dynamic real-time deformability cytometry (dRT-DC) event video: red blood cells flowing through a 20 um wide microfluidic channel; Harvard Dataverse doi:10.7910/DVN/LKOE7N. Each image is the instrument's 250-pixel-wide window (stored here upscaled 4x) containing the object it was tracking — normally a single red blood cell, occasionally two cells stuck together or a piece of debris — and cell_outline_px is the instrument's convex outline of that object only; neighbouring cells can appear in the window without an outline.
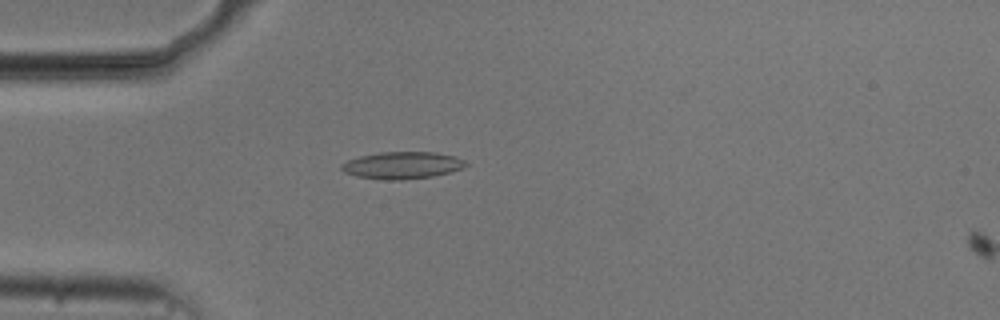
{"species": "common noctule bat (a hibernating species)", "species_latin": "Nyctalus noctula", "temperature_condition": "cold", "stored_images_in_passage": 10, "camera_frame_rate_fps": 3000, "um_per_image_px": 0.085, "animal": {"sex": "male", "body_mass_g": 20.5, "forearm_length_mm": 52.5}, "frame": {"image": 1, "passage_image": 9, "time_ms": 2.667, "image_size_px": [1000, 320], "cell_outline_px": [[468, 164], [460, 168], [448, 172], [432, 176], [400, 180], [388, 180], [356, 176], [344, 172], [340, 168], [340, 164], [348, 160], [360, 156], [380, 152], [436, 152], [456, 156], [464, 160]], "centroid_in_image_um": [34.16, 14.04], "position_along_channel_um": 50.8, "area_um2": 19.48}}